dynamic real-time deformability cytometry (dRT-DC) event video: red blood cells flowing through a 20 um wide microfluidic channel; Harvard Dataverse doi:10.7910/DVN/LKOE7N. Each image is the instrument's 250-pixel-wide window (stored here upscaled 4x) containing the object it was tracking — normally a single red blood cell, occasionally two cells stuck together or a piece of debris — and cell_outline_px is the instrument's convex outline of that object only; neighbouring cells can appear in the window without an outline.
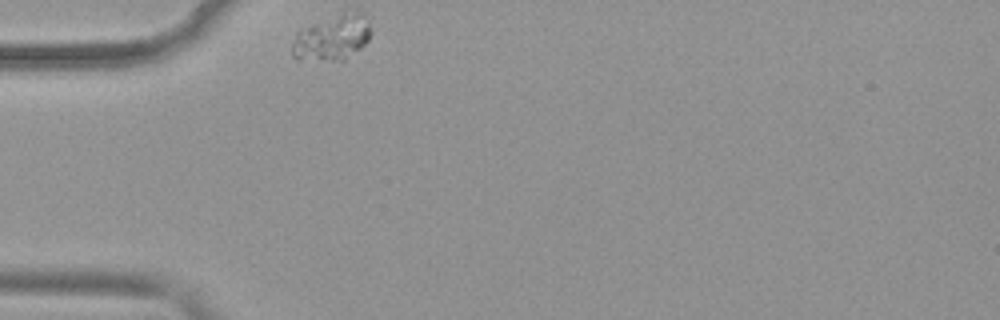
{"species": "common noctule bat (a hibernating species)", "species_latin": "Nyctalus noctula", "temperature_condition": "warm", "stored_images_in_passage": 34, "camera_frame_rate_fps": 3000, "um_per_image_px": 0.085, "animal": {"sex": "female", "body_mass_g": 19.9}, "frame": {"image": 1, "passage_image": 1, "time_ms": 0.0, "image_size_px": [1000, 320], "cell_outline_px": [[372, 32], [368, 40], [360, 48], [344, 60], [296, 60], [292, 56], [292, 44], [296, 32], [312, 24], [340, 12], [360, 12], [368, 24]], "centroid_in_image_um": [28.2, 3.22], "position_along_channel_um": 56.8, "area_um2": 20.75}}
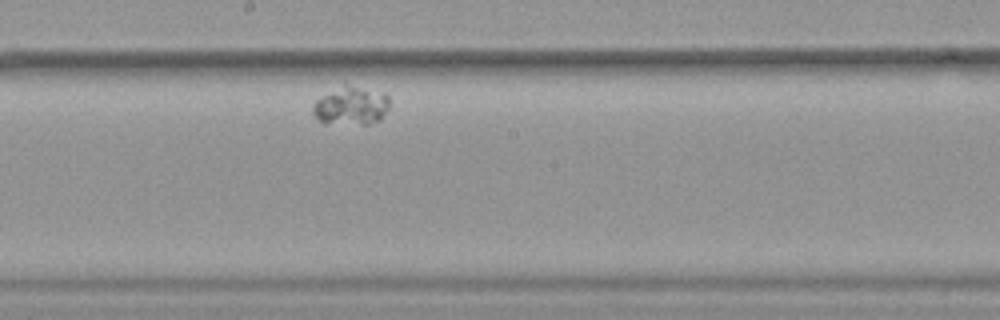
{"frame": {"image": 2, "passage_image": 18, "time_ms": 5.667, "image_size_px": [1000, 320], "cell_outline_px": [[388, 108], [380, 120], [368, 124], [324, 124], [312, 112], [312, 108], [316, 100], [344, 84], [384, 92], [388, 96]], "centroid_in_image_um": [29.85, 9.01], "position_along_channel_um": 218.4, "area_um2": 17.05}}
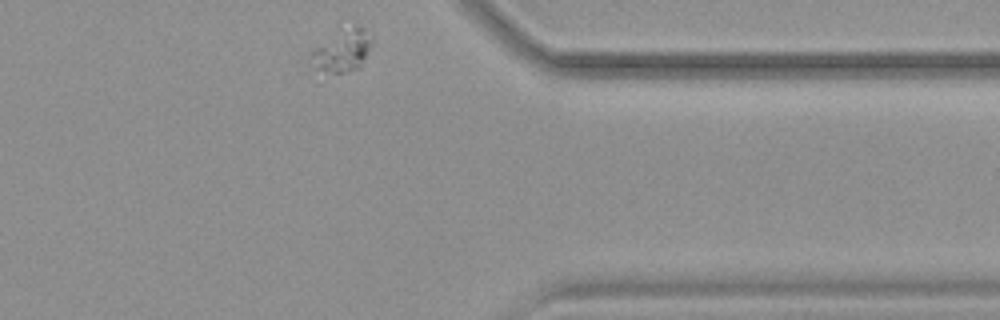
{"frame": {"image": 3, "passage_image": 34, "time_ms": 11.0, "image_size_px": [1000, 320], "cell_outline_px": [[372, 44], [360, 68], [328, 76], [324, 76], [308, 64], [308, 56], [316, 48], [356, 28], [364, 28], [372, 36]], "centroid_in_image_um": [29.05, 4.51], "position_along_channel_um": 382.3, "area_um2": 14.33}}